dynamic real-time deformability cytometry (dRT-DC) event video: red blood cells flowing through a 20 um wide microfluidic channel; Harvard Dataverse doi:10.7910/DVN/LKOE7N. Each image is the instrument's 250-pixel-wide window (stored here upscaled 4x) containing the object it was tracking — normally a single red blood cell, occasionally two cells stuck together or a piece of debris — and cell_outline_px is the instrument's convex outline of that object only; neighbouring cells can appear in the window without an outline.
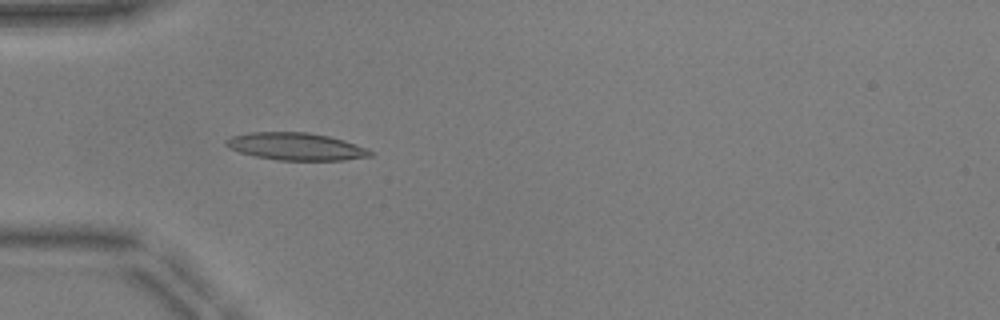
{"species": "common noctule bat (a hibernating species)", "species_latin": "Nyctalus noctula", "temperature_condition": "warm", "stored_images_in_passage": 51, "camera_frame_rate_fps": 3000, "um_per_image_px": 0.085, "animal": {"sex": "male", "body_mass_g": 17.9, "forearm_length_mm": 54.2}, "frame": {"image": 1, "passage_image": 16, "time_ms": 5.0, "image_size_px": [1000, 320], "cell_outline_px": [[372, 156], [344, 160], [276, 160], [256, 156], [240, 152], [228, 148], [224, 144], [224, 140], [232, 136], [248, 132], [308, 132], [328, 136], [344, 140], [368, 148], [372, 152]], "centroid_in_image_um": [25.14, 12.45], "position_along_channel_um": 59.9, "area_um2": 23.12}}
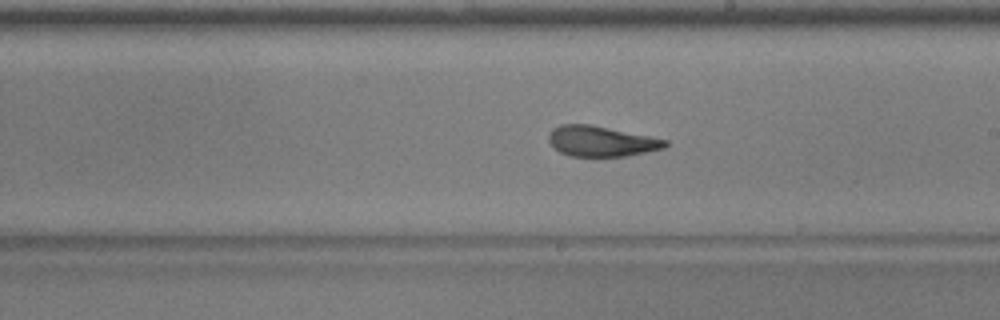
{"frame": {"image": 2, "passage_image": 30, "time_ms": 9.667, "image_size_px": [1000, 320], "cell_outline_px": [[668, 144], [664, 148], [624, 156], [568, 156], [560, 152], [548, 140], [548, 136], [552, 128], [560, 124], [592, 124], [668, 140]], "centroid_in_image_um": [51.08, 11.99], "position_along_channel_um": 237.9, "area_um2": 20.58}}
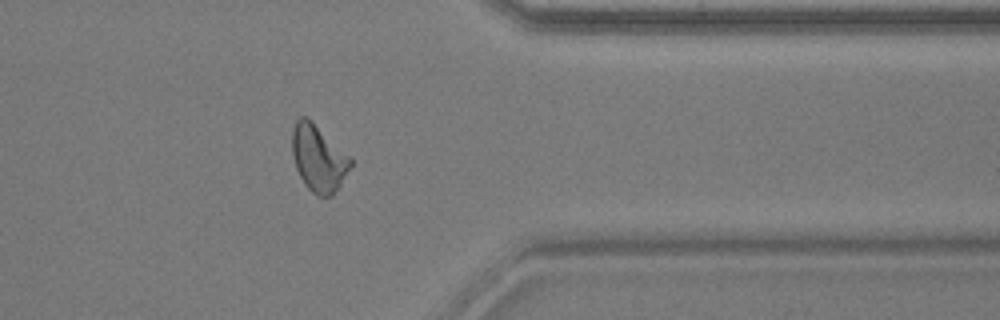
{"frame": {"image": 3, "passage_image": 42, "time_ms": 13.667, "image_size_px": [1000, 320], "cell_outline_px": [[352, 164], [340, 184], [332, 196], [320, 196], [312, 192], [304, 184], [296, 168], [292, 152], [292, 128], [296, 120], [300, 116], [308, 116], [352, 156]], "centroid_in_image_um": [27.08, 13.39], "position_along_channel_um": 384.3, "area_um2": 23.0}, "authors_computed_cell_mechanics": {"area_um2": 21.5594, "velocity_mm_per_s": 3.8962, "shape_relaxation_time_tau1_ms": 6.3904, "shape_relaxation_time_tau2_ms": 1.3492, "deformation_change_tau1": 0.1937, "deformation_change_tau2": 0.0946}}